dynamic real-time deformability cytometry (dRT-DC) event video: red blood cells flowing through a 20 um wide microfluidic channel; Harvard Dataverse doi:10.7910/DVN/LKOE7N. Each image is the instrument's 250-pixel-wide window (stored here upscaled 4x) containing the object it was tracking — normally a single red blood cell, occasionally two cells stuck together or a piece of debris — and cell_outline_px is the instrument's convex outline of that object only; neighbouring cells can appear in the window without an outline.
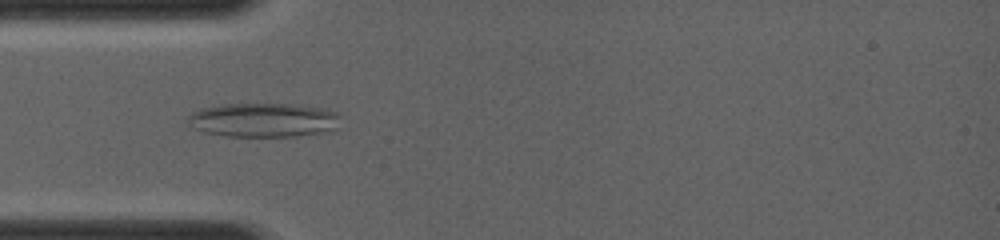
{"species": "common noctule bat (a hibernating species)", "species_latin": "Nyctalus noctula", "temperature_condition": "room temperature", "stored_images_in_passage": 19, "camera_frame_rate_fps": 4000, "um_per_image_px": 0.085, "animal": {"sex": "female", "body_mass_g": 19.0, "forearm_length_mm": 56.7}, "frame": {"image": 1, "passage_image": 18, "time_ms": 3.5, "image_size_px": [1000, 240], "cell_outline_px": [[340, 116], [336, 128], [328, 132], [296, 136], [224, 136], [204, 132], [188, 124], [184, 120], [192, 112], [200, 108], [220, 104], [292, 104], [328, 108], [340, 112]], "centroid_in_image_um": [22.41, 10.19], "position_along_channel_um": 62.6, "area_um2": 30.87}}